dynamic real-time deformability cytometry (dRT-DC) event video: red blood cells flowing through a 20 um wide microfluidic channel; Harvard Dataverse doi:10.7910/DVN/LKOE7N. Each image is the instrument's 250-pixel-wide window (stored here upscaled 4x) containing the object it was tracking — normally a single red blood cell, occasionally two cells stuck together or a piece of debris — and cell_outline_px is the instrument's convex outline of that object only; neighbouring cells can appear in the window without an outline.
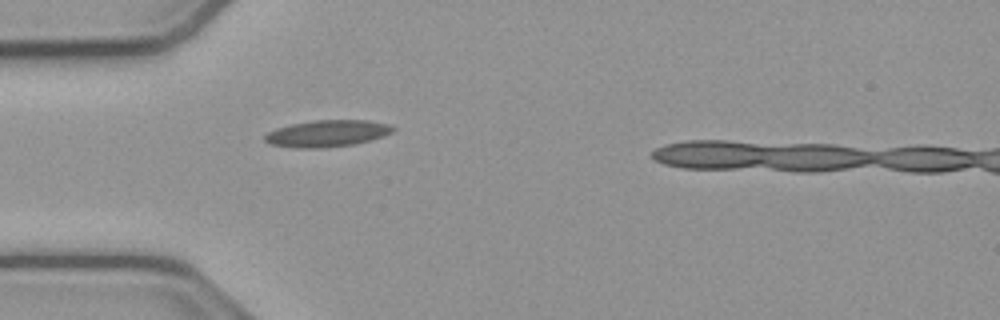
{"species": "common noctule bat (a hibernating species)", "species_latin": "Nyctalus noctula", "temperature_condition": "cold", "stored_images_in_passage": 33, "camera_frame_rate_fps": 3000, "um_per_image_px": 0.085, "animal": {"sex": "male", "body_mass_g": 23.1, "forearm_length_mm": 52.7}, "frame": {"image": 1, "passage_image": 1, "time_ms": 0.0, "image_size_px": [1000, 320], "cell_outline_px": [[396, 128], [392, 132], [368, 140], [352, 144], [316, 148], [304, 148], [272, 144], [264, 140], [264, 136], [268, 132], [276, 128], [292, 124], [312, 120], [368, 120], [388, 124]], "centroid_in_image_um": [27.79, 11.32], "position_along_channel_um": 57.2, "area_um2": 19.48}}
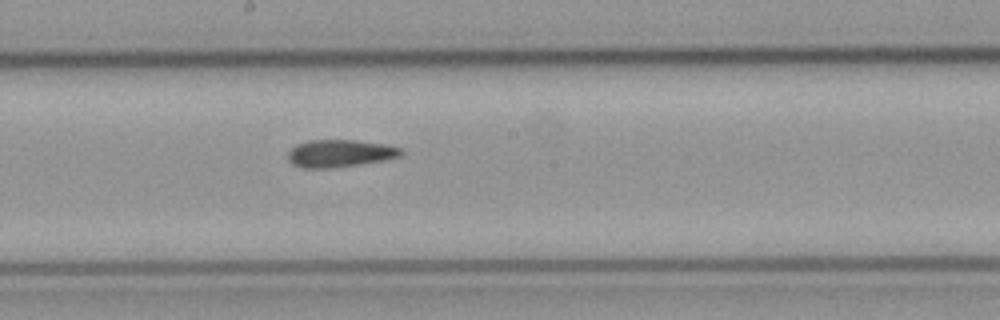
{"frame": {"image": 2, "passage_image": 14, "time_ms": 4.333, "image_size_px": [1000, 320], "cell_outline_px": [[404, 152], [400, 156], [384, 160], [360, 164], [332, 168], [304, 168], [292, 164], [288, 160], [288, 152], [296, 144], [308, 140], [356, 140], [388, 144], [404, 148]], "centroid_in_image_um": [28.92, 13.03], "position_along_channel_um": 219.3, "area_um2": 18.32}}
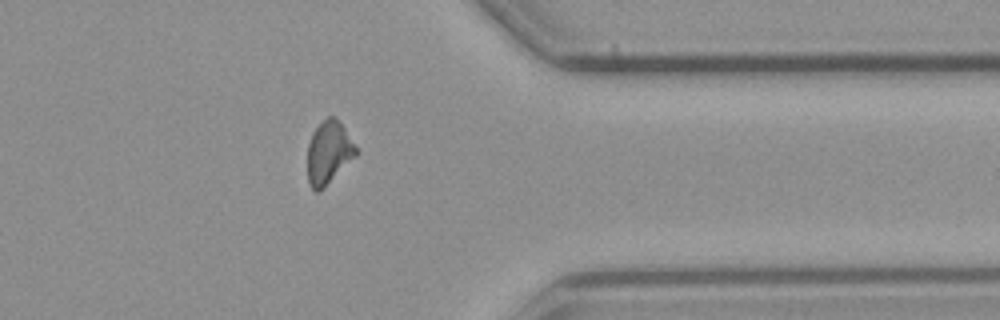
{"frame": {"image": 3, "passage_image": 28, "time_ms": 9.0, "image_size_px": [1000, 320], "cell_outline_px": [[360, 152], [320, 192], [316, 192], [308, 184], [308, 144], [312, 132], [328, 116], [332, 116], [344, 128]], "centroid_in_image_um": [27.94, 13.01], "position_along_channel_um": 383.5, "area_um2": 17.69}}